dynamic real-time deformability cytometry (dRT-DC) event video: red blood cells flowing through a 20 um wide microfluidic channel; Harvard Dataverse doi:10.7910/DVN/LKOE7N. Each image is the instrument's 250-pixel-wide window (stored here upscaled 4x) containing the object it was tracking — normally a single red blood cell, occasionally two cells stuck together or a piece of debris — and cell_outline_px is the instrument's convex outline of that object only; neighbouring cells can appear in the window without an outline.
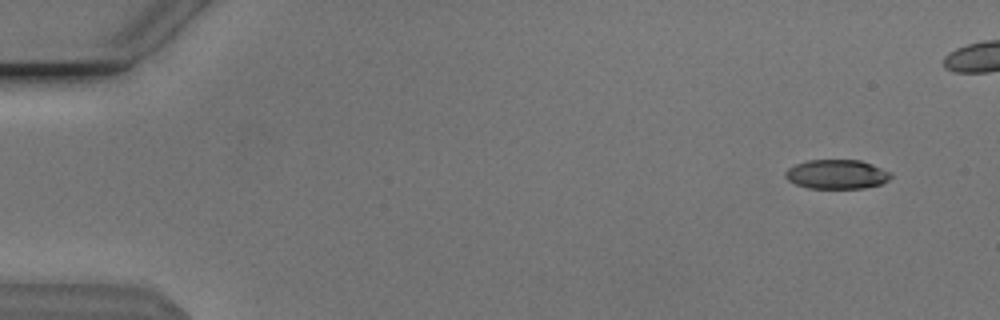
{"species": "Egyptian fruit bat (a non-hibernating species)", "species_latin": "Rousettus aegyptiacus", "temperature_condition": "cold", "stored_images_in_passage": 48, "camera_frame_rate_fps": 3000, "um_per_image_px": 0.085, "animal": {"sex": "male"}, "frame": {"image": 1, "passage_image": 4, "time_ms": 1.0, "image_size_px": [1000, 320], "cell_outline_px": [[892, 176], [888, 180], [880, 184], [864, 188], [808, 188], [796, 184], [788, 180], [784, 176], [784, 172], [788, 168], [796, 164], [808, 160], [860, 160], [872, 164], [892, 172]], "centroid_in_image_um": [71.13, 14.81], "position_along_channel_um": 13.9, "area_um2": 18.03}}
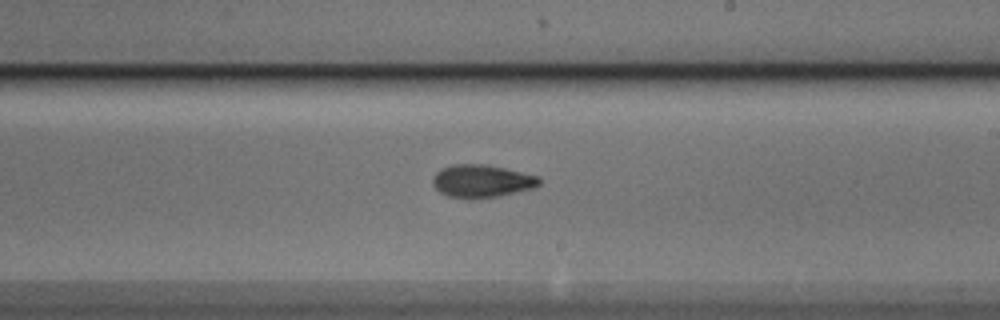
{"frame": {"image": 2, "passage_image": 32, "time_ms": 10.333, "image_size_px": [1000, 320], "cell_outline_px": [[540, 184], [532, 188], [500, 196], [472, 200], [468, 200], [448, 196], [440, 192], [432, 184], [432, 180], [436, 172], [440, 168], [452, 164], [484, 164], [504, 168], [540, 176]], "centroid_in_image_um": [40.92, 15.4], "position_along_channel_um": 248.1, "area_um2": 20.63}}
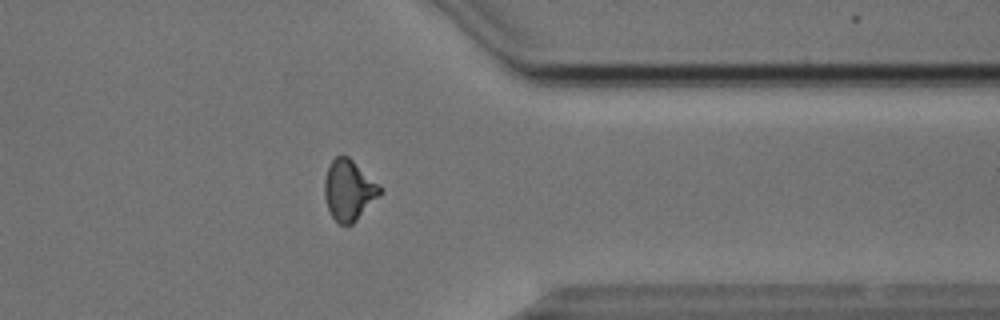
{"frame": {"image": 3, "passage_image": 43, "time_ms": 14.0, "image_size_px": [1000, 320], "cell_outline_px": [[384, 188], [380, 196], [352, 224], [340, 224], [332, 216], [328, 208], [324, 196], [324, 180], [328, 164], [336, 156], [348, 156], [380, 184]], "centroid_in_image_um": [29.67, 16.14], "position_along_channel_um": 381.7, "area_um2": 19.71}}